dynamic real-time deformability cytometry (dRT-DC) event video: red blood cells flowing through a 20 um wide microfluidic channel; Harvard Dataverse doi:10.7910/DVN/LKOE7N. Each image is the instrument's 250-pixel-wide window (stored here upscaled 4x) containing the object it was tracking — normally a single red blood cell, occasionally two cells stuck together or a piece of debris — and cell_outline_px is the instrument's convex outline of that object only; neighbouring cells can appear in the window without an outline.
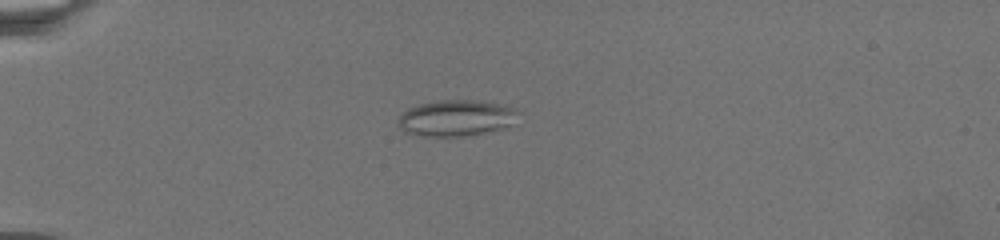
{"species": "common noctule bat (a hibernating species)", "species_latin": "Nyctalus noctula", "temperature_condition": "warm", "stored_images_in_passage": 36, "camera_frame_rate_fps": 3000, "um_per_image_px": 0.085, "animal": {"sex": "female", "body_mass_g": 19.5, "forearm_length_mm": 54.1}, "frame": {"image": 1, "passage_image": 1, "time_ms": 0.0, "image_size_px": [1000, 240], "cell_outline_px": [[520, 112], [508, 124], [500, 128], [484, 132], [460, 136], [420, 136], [404, 132], [396, 124], [400, 116], [408, 108], [420, 104], [440, 100], [472, 100], [496, 104], [512, 108]], "centroid_in_image_um": [38.66, 10.04], "position_along_channel_um": 46.3, "area_um2": 24.68}}
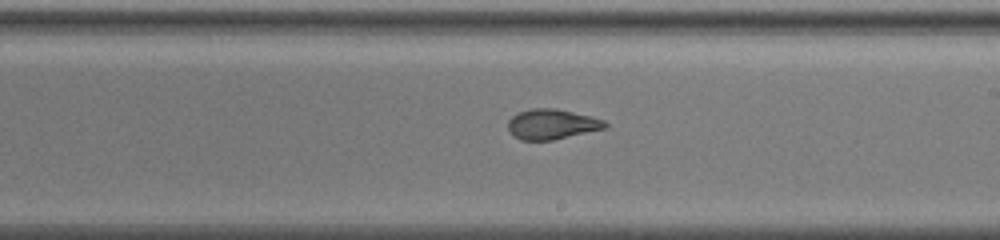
{"frame": {"image": 2, "passage_image": 18, "time_ms": 8.0, "image_size_px": [1000, 240], "cell_outline_px": [[608, 128], [552, 140], [520, 140], [512, 136], [508, 128], [508, 120], [516, 112], [532, 108], [556, 108], [592, 116], [604, 120], [608, 124]], "centroid_in_image_um": [46.9, 10.55], "position_along_channel_um": 242.1, "area_um2": 17.34}}
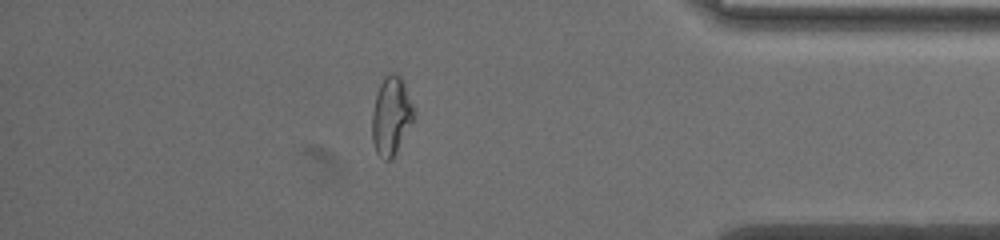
{"frame": {"image": 3, "passage_image": 32, "time_ms": 14.333, "image_size_px": [1000, 240], "cell_outline_px": [[416, 116], [392, 160], [384, 160], [376, 152], [372, 140], [372, 116], [376, 96], [380, 84], [384, 76], [388, 72], [396, 72], [404, 80]], "centroid_in_image_um": [33.27, 9.83], "position_along_channel_um": 401.9, "area_um2": 19.25}}